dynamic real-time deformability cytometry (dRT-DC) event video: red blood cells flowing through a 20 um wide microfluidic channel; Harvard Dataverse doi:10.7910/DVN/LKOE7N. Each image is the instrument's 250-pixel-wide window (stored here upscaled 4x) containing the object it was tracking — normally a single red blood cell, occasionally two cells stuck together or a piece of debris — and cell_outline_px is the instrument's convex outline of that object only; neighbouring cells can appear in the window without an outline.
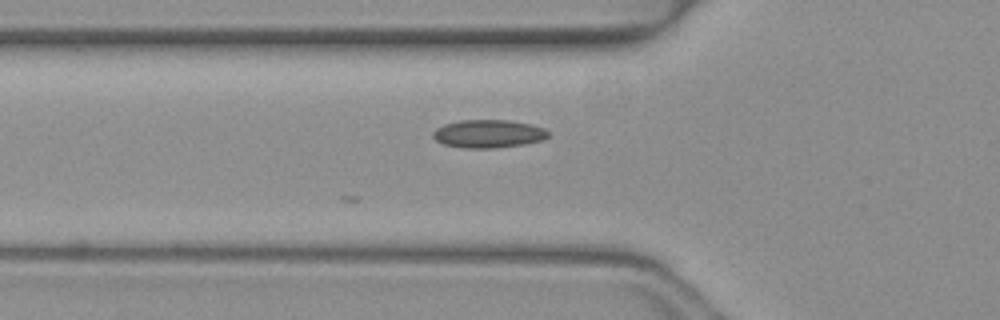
{"species": "common noctule bat (a hibernating species)", "species_latin": "Nyctalus noctula", "temperature_condition": "warm", "stored_images_in_passage": 21, "camera_frame_rate_fps": 3000, "um_per_image_px": 0.085, "animal": {"sex": "female", "body_mass_g": 19.3, "forearm_length_mm": 54.1}, "frame": {"image": 1, "passage_image": 2, "time_ms": 0.333, "image_size_px": [1000, 320], "cell_outline_px": [[548, 136], [544, 140], [524, 144], [496, 148], [464, 148], [444, 144], [436, 140], [432, 136], [432, 132], [436, 128], [444, 124], [460, 120], [508, 120], [532, 124], [544, 128], [548, 132]], "centroid_in_image_um": [41.51, 11.37], "position_along_channel_um": 84.3, "area_um2": 18.96}}
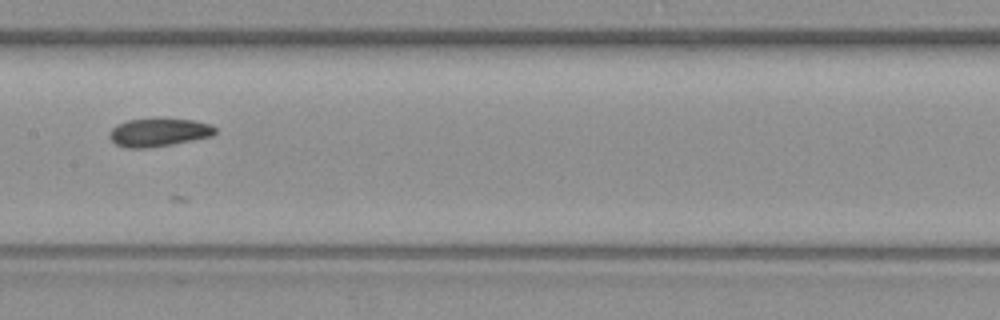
{"frame": {"image": 2, "passage_image": 10, "time_ms": 3.0, "image_size_px": [1000, 320], "cell_outline_px": [[216, 132], [212, 136], [152, 148], [128, 148], [116, 144], [108, 136], [108, 132], [116, 124], [128, 120], [196, 120], [212, 124], [216, 128]], "centroid_in_image_um": [13.49, 11.27], "position_along_channel_um": 193.9, "area_um2": 17.17}}
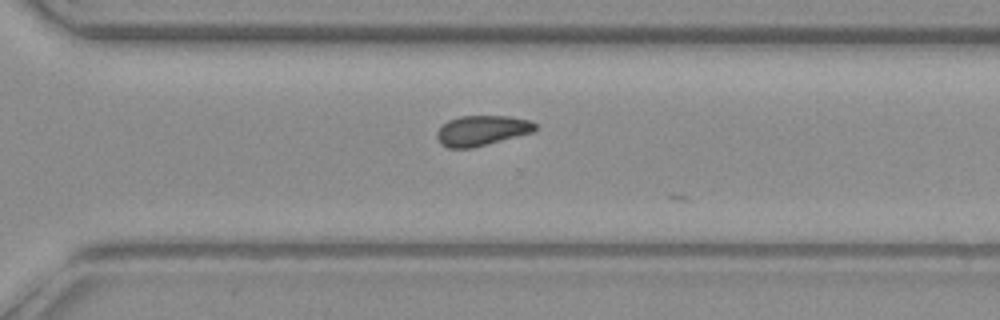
{"frame": {"image": 3, "passage_image": 20, "time_ms": 6.333, "image_size_px": [1000, 320], "cell_outline_px": [[536, 128], [532, 132], [472, 148], [448, 148], [440, 144], [436, 136], [436, 132], [448, 120], [460, 116], [508, 116], [528, 120], [536, 124]], "centroid_in_image_um": [40.91, 11.1], "position_along_channel_um": 329.7, "area_um2": 17.11}}